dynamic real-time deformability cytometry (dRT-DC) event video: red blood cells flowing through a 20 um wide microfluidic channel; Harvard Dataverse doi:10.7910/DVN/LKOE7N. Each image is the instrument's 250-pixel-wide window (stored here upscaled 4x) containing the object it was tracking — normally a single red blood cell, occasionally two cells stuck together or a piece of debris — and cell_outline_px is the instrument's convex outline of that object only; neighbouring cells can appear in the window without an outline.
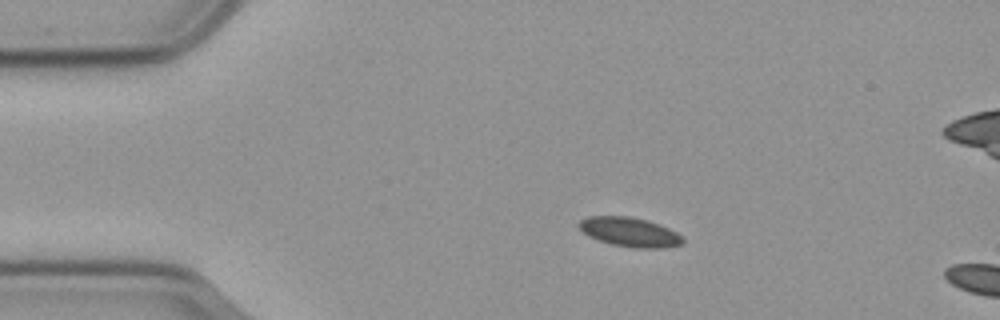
{"species": "common noctule bat (a hibernating species)", "species_latin": "Nyctalus noctula", "temperature_condition": "cold", "stored_images_in_passage": 18, "camera_frame_rate_fps": 3000, "um_per_image_px": 0.085, "animal": {"sex": "male", "body_mass_g": 23.1, "forearm_length_mm": 52.7}, "frame": {"image": 1, "passage_image": 11, "time_ms": 3.333, "image_size_px": [1000, 320], "cell_outline_px": [[684, 244], [668, 248], [632, 248], [612, 244], [596, 240], [588, 236], [576, 224], [580, 220], [588, 216], [628, 216], [648, 220], [660, 224], [684, 236]], "centroid_in_image_um": [53.55, 19.73], "position_along_channel_um": 31.4, "area_um2": 18.09}}